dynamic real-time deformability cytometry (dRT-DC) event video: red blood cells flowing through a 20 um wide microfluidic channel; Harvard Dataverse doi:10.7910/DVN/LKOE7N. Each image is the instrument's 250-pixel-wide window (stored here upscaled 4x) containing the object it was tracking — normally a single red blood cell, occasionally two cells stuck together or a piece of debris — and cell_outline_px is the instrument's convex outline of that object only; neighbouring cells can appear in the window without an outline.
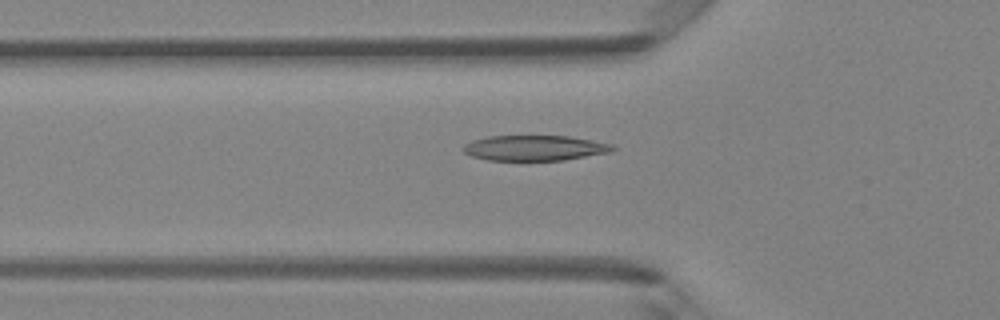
{"species": "Egyptian fruit bat (a non-hibernating species)", "species_latin": "Rousettus aegyptiacus", "temperature_condition": "room temperature", "stored_images_in_passage": 44, "segment_of_instrument_passage": [1, 2], "camera_frame_rate_fps": 3000, "um_per_image_px": 0.085, "animal": {"sex": "female"}, "frame": {"image": 1, "passage_image": 11, "time_ms": 3.333, "image_size_px": [1000, 320], "cell_outline_px": [[616, 148], [612, 152], [564, 160], [488, 160], [472, 156], [464, 152], [464, 144], [472, 140], [488, 136], [568, 136], [592, 140], [612, 144]], "centroid_in_image_um": [45.47, 12.57], "position_along_channel_um": 80.3, "area_um2": 22.02}}
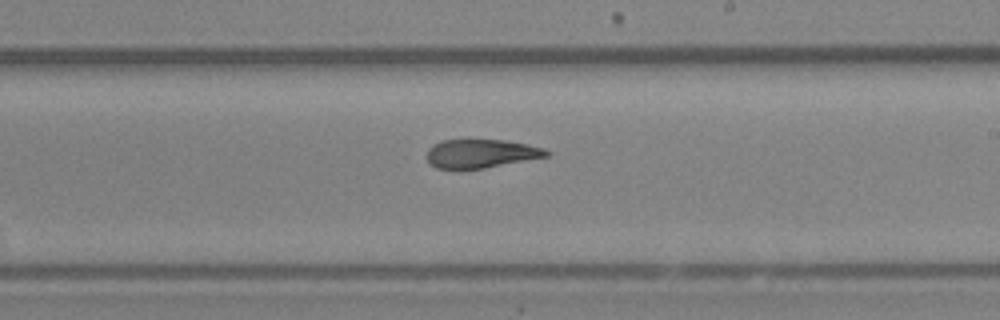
{"frame": {"image": 2, "passage_image": 23, "time_ms": 7.333, "image_size_px": [1000, 320], "cell_outline_px": [[552, 152], [548, 156], [484, 168], [436, 168], [428, 160], [428, 148], [432, 144], [440, 140], [504, 140], [528, 144], [544, 148]], "centroid_in_image_um": [40.91, 13.04], "position_along_channel_um": 248.1, "area_um2": 19.77}}
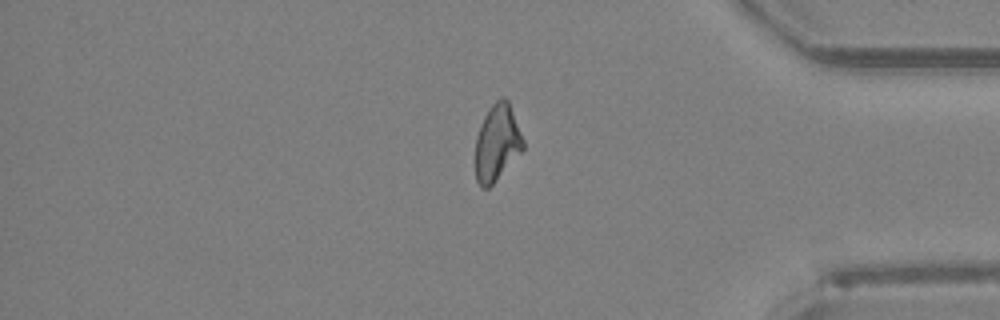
{"frame": {"image": 3, "passage_image": 35, "time_ms": 11.333, "image_size_px": [1000, 320], "cell_outline_px": [[524, 148], [492, 184], [488, 188], [480, 188], [476, 180], [476, 136], [480, 124], [488, 108], [496, 100], [504, 96], [508, 100], [524, 140]], "centroid_in_image_um": [42.24, 12.11], "position_along_channel_um": 393.0, "area_um2": 21.1}}